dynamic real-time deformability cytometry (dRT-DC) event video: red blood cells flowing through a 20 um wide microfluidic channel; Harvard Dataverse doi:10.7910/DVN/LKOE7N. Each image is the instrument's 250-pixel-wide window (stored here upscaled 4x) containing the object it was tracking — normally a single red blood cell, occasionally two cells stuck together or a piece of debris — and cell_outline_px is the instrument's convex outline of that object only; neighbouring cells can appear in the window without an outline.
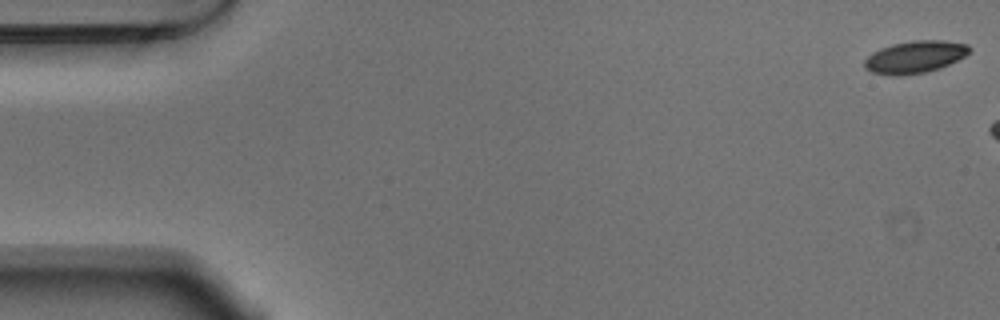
{"species": "Egyptian fruit bat (a non-hibernating species)", "species_latin": "Rousettus aegyptiacus", "temperature_condition": "warm", "stored_images_in_passage": 6, "camera_frame_rate_fps": 3000, "um_per_image_px": 0.085, "animal": {"sex": "male"}, "frame": {"image": 1, "passage_image": 1, "time_ms": 0.0, "image_size_px": [1000, 320], "cell_outline_px": [[972, 48], [964, 56], [940, 68], [924, 72], [900, 76], [892, 76], [872, 72], [864, 68], [864, 60], [872, 52], [880, 48], [892, 44], [912, 40], [944, 40], [968, 44]], "centroid_in_image_um": [77.74, 4.83], "position_along_channel_um": 7.3, "area_um2": 19.77}}